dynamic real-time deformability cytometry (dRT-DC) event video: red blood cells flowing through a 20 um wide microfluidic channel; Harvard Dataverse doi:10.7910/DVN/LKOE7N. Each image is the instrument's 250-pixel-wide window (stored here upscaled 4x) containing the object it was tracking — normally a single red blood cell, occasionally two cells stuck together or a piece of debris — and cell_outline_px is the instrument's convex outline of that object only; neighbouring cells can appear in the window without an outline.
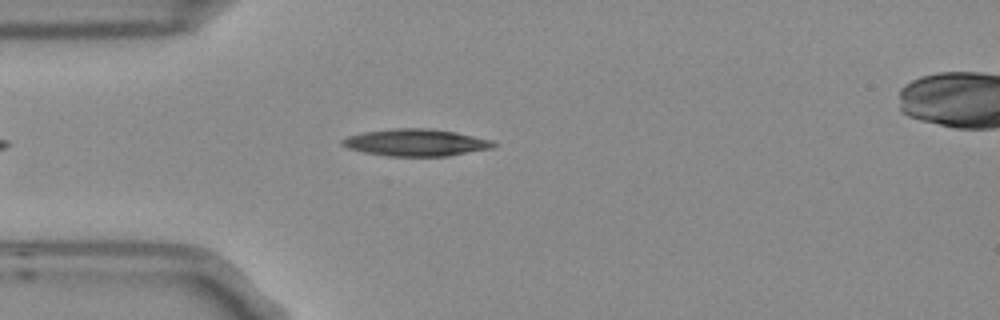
{"species": "Egyptian fruit bat (a non-hibernating species)", "species_latin": "Rousettus aegyptiacus", "temperature_condition": "room temperature", "stored_images_in_passage": 1, "camera_frame_rate_fps": 3000, "um_per_image_px": 0.085, "frame": {"image": 1, "passage_image": 1, "time_ms": 0.0, "image_size_px": [1000, 320], "cell_outline_px": [[500, 144], [492, 148], [448, 156], [388, 156], [364, 152], [348, 148], [340, 144], [340, 140], [348, 136], [364, 132], [392, 128], [432, 128], [456, 132], [492, 140]], "centroid_in_image_um": [35.37, 12.11], "position_along_channel_um": 49.6, "area_um2": 23.99}}